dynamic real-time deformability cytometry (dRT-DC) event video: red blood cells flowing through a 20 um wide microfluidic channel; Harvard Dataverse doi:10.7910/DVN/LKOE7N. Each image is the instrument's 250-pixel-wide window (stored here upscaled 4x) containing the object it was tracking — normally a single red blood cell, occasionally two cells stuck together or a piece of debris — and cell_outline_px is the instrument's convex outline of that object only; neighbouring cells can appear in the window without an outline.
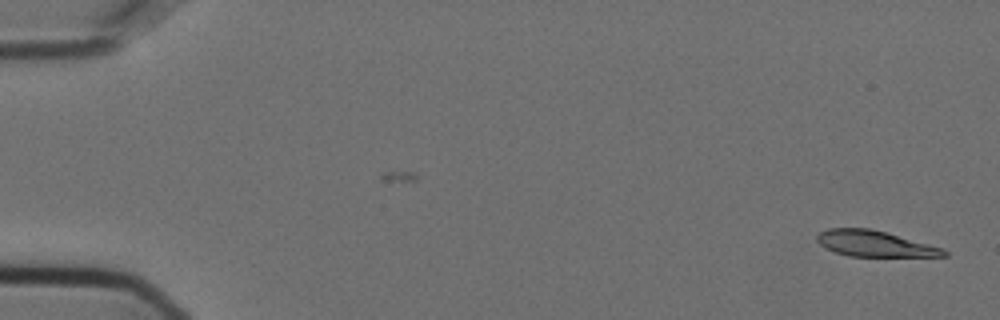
{"species": "Egyptian fruit bat (a non-hibernating species)", "species_latin": "Rousettus aegyptiacus", "temperature_condition": "cold", "stored_images_in_passage": 7, "camera_frame_rate_fps": 3000, "um_per_image_px": 0.085, "animal": {"sex": "female"}, "frame": {"image": 1, "passage_image": 1, "time_ms": 0.0, "image_size_px": [1000, 320], "cell_outline_px": [[948, 256], [848, 256], [836, 252], [820, 244], [816, 240], [816, 236], [820, 232], [828, 228], [868, 228], [884, 232], [944, 248], [948, 252]], "centroid_in_image_um": [74.34, 20.71], "position_along_channel_um": 10.7, "area_um2": 18.84}}